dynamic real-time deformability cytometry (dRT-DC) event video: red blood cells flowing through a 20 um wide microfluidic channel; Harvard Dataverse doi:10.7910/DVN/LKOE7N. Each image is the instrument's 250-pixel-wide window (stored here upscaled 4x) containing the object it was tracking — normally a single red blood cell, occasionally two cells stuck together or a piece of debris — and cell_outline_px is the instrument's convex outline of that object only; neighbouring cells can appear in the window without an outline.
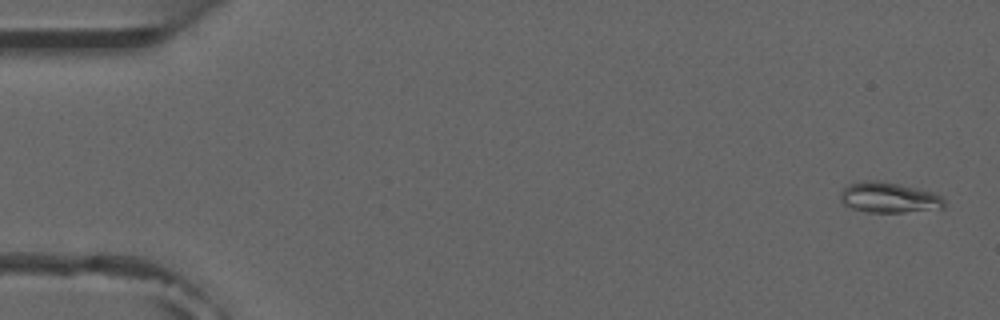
{"species": "common noctule bat (a hibernating species)", "species_latin": "Nyctalus noctula", "temperature_condition": "room temperature", "stored_images_in_passage": 5, "camera_frame_rate_fps": 3000, "um_per_image_px": 0.085, "animal": {"sex": "male", "forearm_length_mm": 52.5}, "frame": {"image": 1, "passage_image": 1, "time_ms": 0.0, "image_size_px": [1000, 320], "cell_outline_px": [[944, 208], [904, 212], [868, 212], [852, 208], [844, 204], [840, 200], [840, 192], [848, 184], [868, 180], [876, 180], [916, 188], [932, 192], [940, 196], [944, 200]], "centroid_in_image_um": [75.53, 16.8], "position_along_channel_um": 9.5, "area_um2": 18.21}}